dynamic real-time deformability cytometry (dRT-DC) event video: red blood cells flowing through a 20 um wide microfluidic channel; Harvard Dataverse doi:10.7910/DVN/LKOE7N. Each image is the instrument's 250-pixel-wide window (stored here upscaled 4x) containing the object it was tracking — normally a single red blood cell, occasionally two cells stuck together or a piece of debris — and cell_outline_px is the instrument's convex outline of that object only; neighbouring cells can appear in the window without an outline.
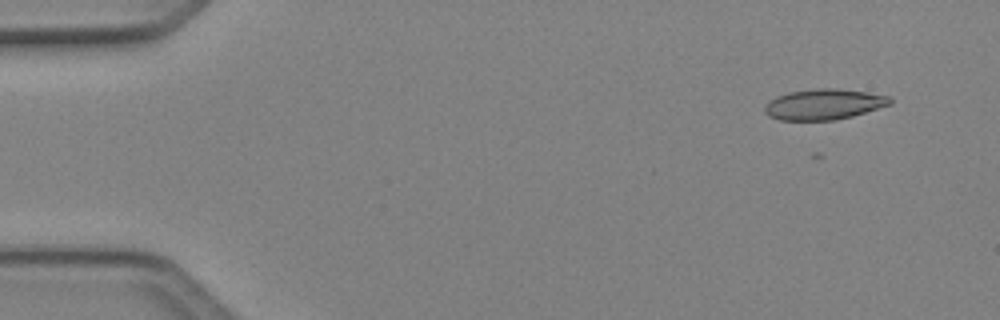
{"species": "Egyptian fruit bat (a non-hibernating species)", "species_latin": "Rousettus aegyptiacus", "temperature_condition": "cold", "stored_images_in_passage": 3, "camera_frame_rate_fps": 3000, "um_per_image_px": 0.085, "animal": {"sex": "female"}, "frame": {"image": 1, "passage_image": 2, "time_ms": 0.333, "image_size_px": [1000, 320], "cell_outline_px": [[892, 104], [852, 116], [832, 120], [780, 120], [768, 116], [764, 112], [764, 104], [768, 100], [776, 96], [788, 92], [816, 88], [840, 88], [888, 96], [892, 100]], "centroid_in_image_um": [69.97, 8.86], "position_along_channel_um": 15.0, "area_um2": 22.48}}